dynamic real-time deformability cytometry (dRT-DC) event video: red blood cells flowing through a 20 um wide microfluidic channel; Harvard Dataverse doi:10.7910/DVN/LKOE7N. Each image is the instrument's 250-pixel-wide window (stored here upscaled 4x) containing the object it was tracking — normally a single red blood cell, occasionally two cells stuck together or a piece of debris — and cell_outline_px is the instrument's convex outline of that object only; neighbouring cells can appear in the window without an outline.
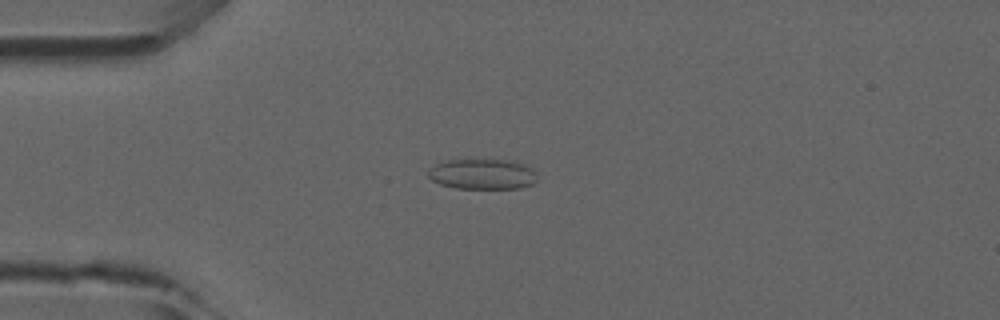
{"species": "common noctule bat (a hibernating species)", "species_latin": "Nyctalus noctula", "temperature_condition": "room temperature", "stored_images_in_passage": 36, "camera_frame_rate_fps": 3000, "um_per_image_px": 0.085, "animal": {"sex": "male", "forearm_length_mm": 52.5}, "frame": {"image": 1, "passage_image": 11, "time_ms": 3.333, "image_size_px": [1000, 320], "cell_outline_px": [[536, 180], [532, 184], [520, 188], [456, 188], [440, 184], [432, 180], [428, 176], [428, 172], [436, 164], [448, 160], [516, 160], [528, 164], [532, 168], [536, 176]], "centroid_in_image_um": [41.06, 14.79], "position_along_channel_um": 43.9, "area_um2": 19.31}}
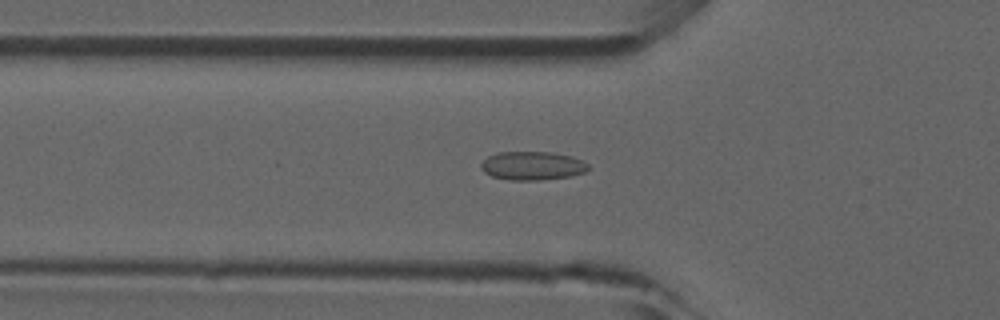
{"frame": {"image": 2, "passage_image": 15, "time_ms": 4.667, "image_size_px": [1000, 320], "cell_outline_px": [[588, 168], [584, 172], [568, 176], [540, 180], [508, 180], [492, 176], [484, 172], [480, 168], [480, 164], [488, 156], [496, 152], [552, 152], [572, 156], [584, 160], [588, 164]], "centroid_in_image_um": [45.23, 14.08], "position_along_channel_um": 80.6, "area_um2": 17.92}}
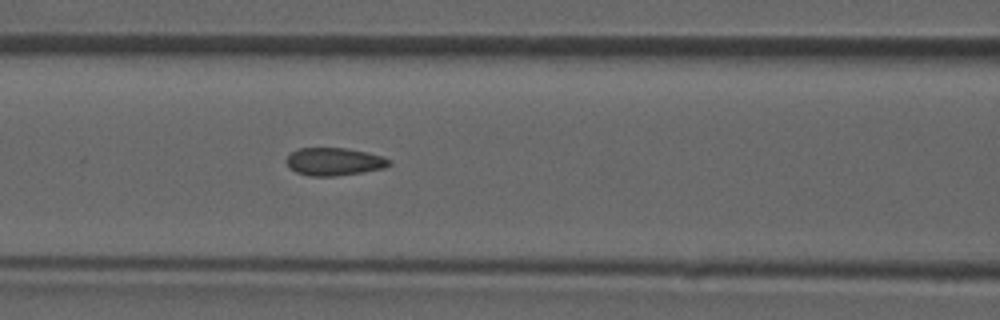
{"frame": {"image": 3, "passage_image": 19, "time_ms": 6.0, "image_size_px": [1000, 320], "cell_outline_px": [[392, 164], [384, 168], [364, 172], [336, 176], [308, 176], [296, 172], [284, 160], [292, 152], [300, 148], [348, 148], [368, 152], [384, 156], [392, 160]], "centroid_in_image_um": [28.46, 13.74], "position_along_channel_um": 138.1, "area_um2": 16.82}}